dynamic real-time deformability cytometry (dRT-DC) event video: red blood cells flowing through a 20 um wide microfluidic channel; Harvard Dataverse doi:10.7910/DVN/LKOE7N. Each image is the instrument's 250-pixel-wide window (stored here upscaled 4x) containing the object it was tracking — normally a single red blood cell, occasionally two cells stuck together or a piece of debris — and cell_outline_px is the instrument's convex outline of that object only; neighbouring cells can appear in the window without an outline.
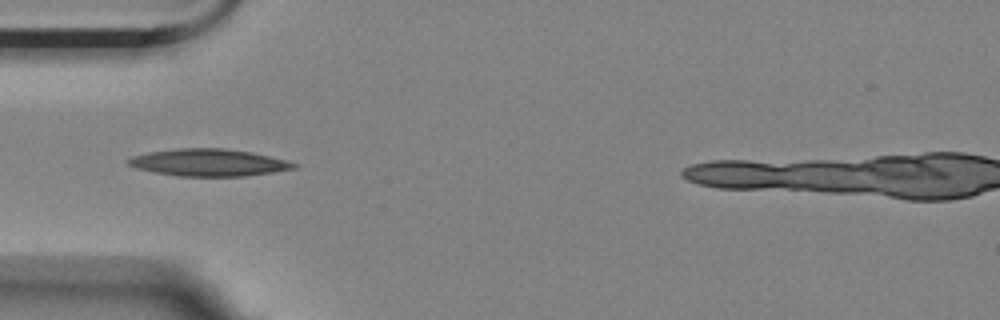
{"species": "Egyptian fruit bat (a non-hibernating species)", "species_latin": "Rousettus aegyptiacus", "temperature_condition": "room temperature", "stored_images_in_passage": 6, "camera_frame_rate_fps": 3000, "um_per_image_px": 0.085, "animal": {"sex": "female"}, "frame": {"image": 1, "passage_image": 5, "time_ms": 1.333, "image_size_px": [1000, 320], "cell_outline_px": [[300, 164], [296, 168], [272, 172], [244, 176], [180, 176], [156, 172], [136, 168], [128, 164], [124, 160], [132, 156], [148, 152], [176, 148], [224, 148], [252, 152], [288, 160]], "centroid_in_image_um": [17.75, 13.8], "position_along_channel_um": 67.2, "area_um2": 26.3}}
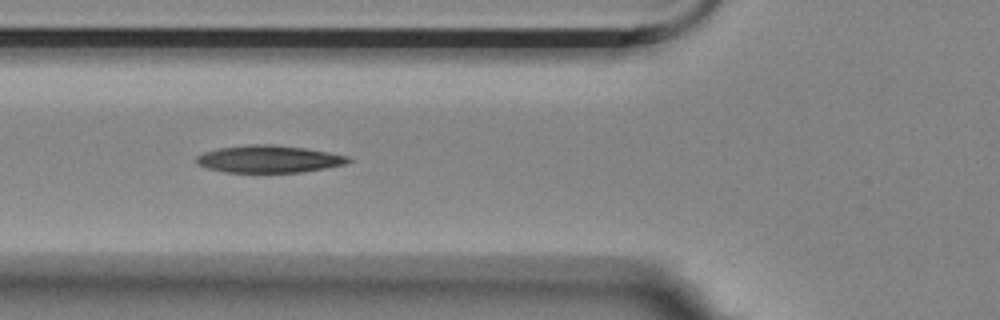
{"frame": {"image": 2, "passage_image": 6, "time_ms": 1.667, "image_size_px": [1000, 320], "cell_outline_px": [[352, 160], [344, 164], [324, 168], [300, 172], [224, 172], [208, 168], [196, 164], [196, 156], [204, 152], [216, 148], [248, 144], [276, 144], [304, 148], [328, 152], [348, 156]], "centroid_in_image_um": [22.8, 13.5], "position_along_channel_um": 103.0, "area_um2": 24.16}}